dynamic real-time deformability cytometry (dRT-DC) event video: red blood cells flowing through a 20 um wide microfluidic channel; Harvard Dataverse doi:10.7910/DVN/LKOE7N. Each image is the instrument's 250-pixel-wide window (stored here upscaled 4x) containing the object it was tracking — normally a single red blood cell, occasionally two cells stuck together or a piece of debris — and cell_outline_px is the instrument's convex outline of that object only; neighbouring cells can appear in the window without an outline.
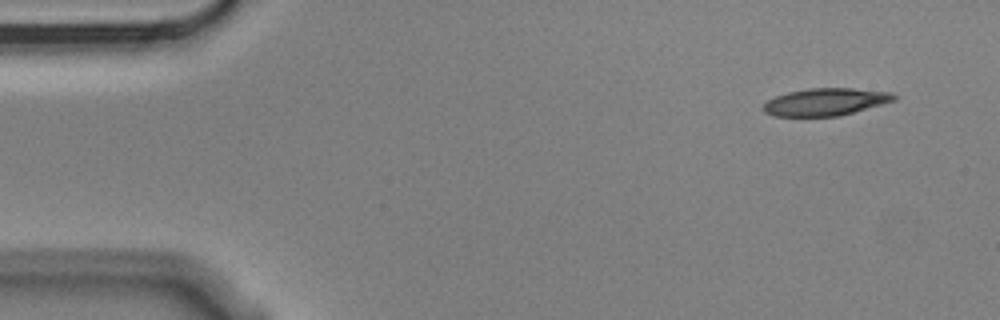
{"species": "Egyptian fruit bat (a non-hibernating species)", "species_latin": "Rousettus aegyptiacus", "temperature_condition": "cold", "stored_images_in_passage": 5, "camera_frame_rate_fps": 3000, "um_per_image_px": 0.085, "animal": {"sex": "male"}, "frame": {"image": 1, "passage_image": 1, "time_ms": 0.0, "image_size_px": [1000, 320], "cell_outline_px": [[896, 100], [840, 116], [776, 116], [764, 112], [764, 104], [768, 100], [776, 96], [788, 92], [808, 88], [852, 88], [892, 92], [896, 96]], "centroid_in_image_um": [70.2, 8.65], "position_along_channel_um": 14.8, "area_um2": 20.75}}
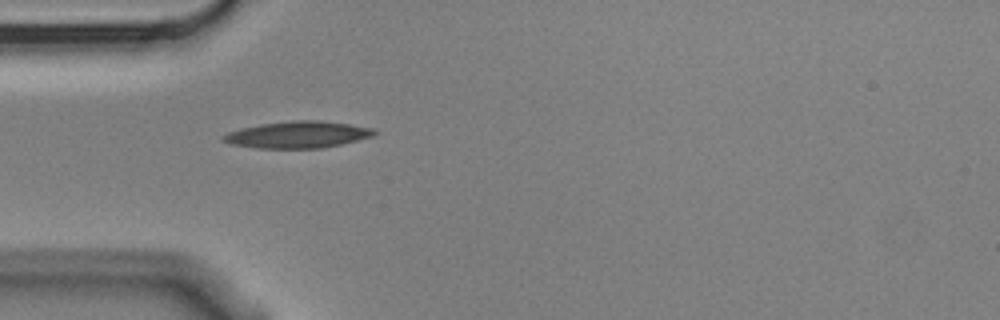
{"frame": {"image": 2, "passage_image": 4, "time_ms": 1.0, "image_size_px": [1000, 320], "cell_outline_px": [[380, 132], [372, 136], [324, 148], [256, 148], [232, 144], [220, 140], [220, 136], [228, 132], [240, 128], [260, 124], [292, 120], [316, 120], [348, 124], [376, 128]], "centroid_in_image_um": [25.29, 11.44], "position_along_channel_um": 59.7, "area_um2": 23.64}}
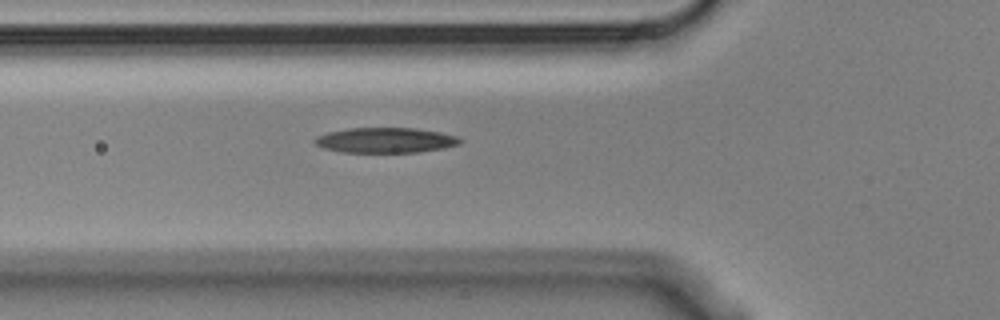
{"frame": {"image": 3, "passage_image": 5, "time_ms": 1.333, "image_size_px": [1000, 320], "cell_outline_px": [[464, 140], [460, 144], [444, 148], [416, 152], [340, 152], [324, 148], [316, 144], [312, 140], [316, 136], [328, 132], [348, 128], [416, 128], [440, 132], [456, 136]], "centroid_in_image_um": [32.76, 11.91], "position_along_channel_um": 93.0, "area_um2": 21.39}}